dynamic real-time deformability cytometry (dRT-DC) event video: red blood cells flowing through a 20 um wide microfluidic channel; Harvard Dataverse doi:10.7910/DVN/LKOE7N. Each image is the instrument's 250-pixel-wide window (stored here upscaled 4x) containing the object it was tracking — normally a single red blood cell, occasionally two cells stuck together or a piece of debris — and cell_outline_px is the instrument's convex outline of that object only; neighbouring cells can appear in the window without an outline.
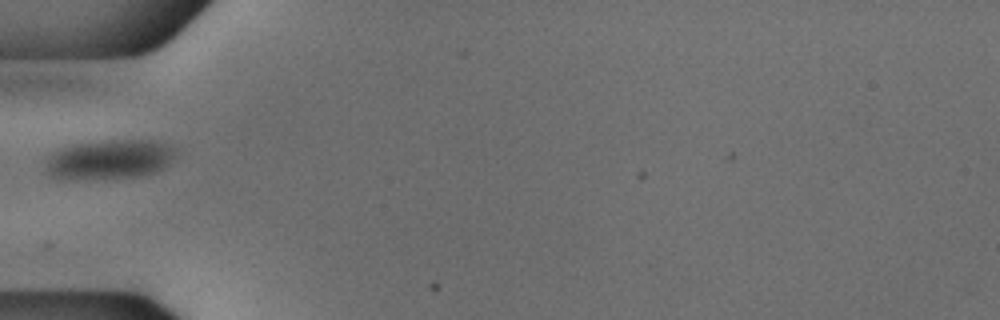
{"species": "common noctule bat (a hibernating species)", "species_latin": "Nyctalus noctula", "temperature_condition": "cold", "stored_images_in_passage": 36, "camera_frame_rate_fps": 3000, "um_per_image_px": 0.085, "animal": {"sex": "male", "body_mass_g": 18.8}, "frame": {"image": 1, "passage_image": 1, "time_ms": 0.0, "image_size_px": [1000, 320], "cell_outline_px": [[176, 152], [168, 164], [164, 168], [156, 172], [136, 176], [52, 176], [44, 168], [48, 156], [52, 152], [68, 144], [88, 140], [152, 140], [172, 144], [176, 148]], "centroid_in_image_um": [9.35, 13.45], "position_along_channel_um": 75.6, "area_um2": 29.42}}
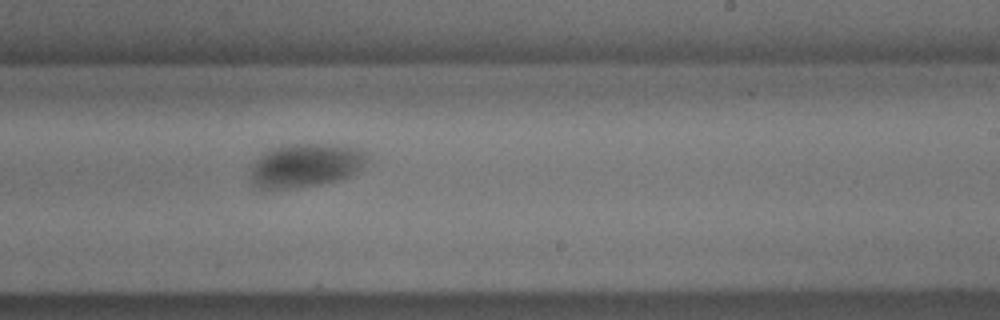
{"frame": {"image": 2, "passage_image": 16, "time_ms": 5.0, "image_size_px": [1000, 320], "cell_outline_px": [[368, 156], [364, 164], [352, 176], [320, 184], [284, 188], [260, 188], [252, 184], [252, 164], [268, 148], [280, 144], [340, 144], [360, 148], [368, 152]], "centroid_in_image_um": [26.01, 14.01], "position_along_channel_um": 263.0, "area_um2": 29.82}}
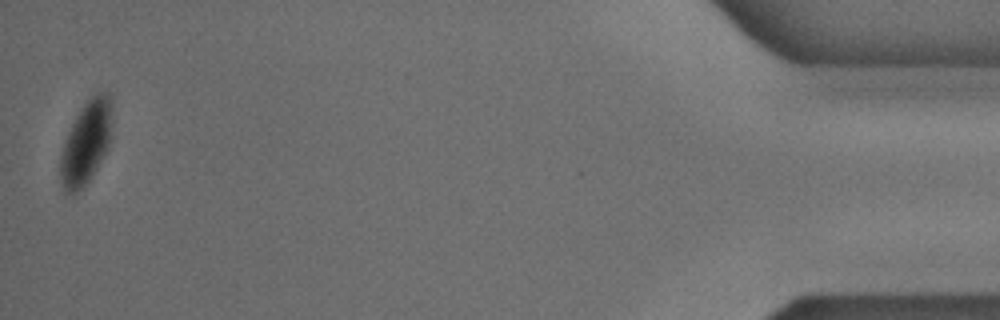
{"frame": {"image": 3, "passage_image": 36, "time_ms": 11.667, "image_size_px": [1000, 320], "cell_outline_px": [[112, 136], [108, 148], [96, 168], [88, 180], [76, 192], [64, 192], [60, 180], [60, 156], [68, 132], [80, 108], [96, 92], [108, 92], [112, 96]], "centroid_in_image_um": [7.35, 12.05], "position_along_channel_um": 427.8, "area_um2": 25.03}, "authors_computed_cell_mechanics": {"area_um2": 29.2468, "velocity_mm_per_s": 3.7452, "shape_relaxation_time_tau1_ms": 3.8928, "shape_relaxation_time_tau2_ms": null, "deformation_change_tau1": 0.0877, "deformation_change_tau2": null}}